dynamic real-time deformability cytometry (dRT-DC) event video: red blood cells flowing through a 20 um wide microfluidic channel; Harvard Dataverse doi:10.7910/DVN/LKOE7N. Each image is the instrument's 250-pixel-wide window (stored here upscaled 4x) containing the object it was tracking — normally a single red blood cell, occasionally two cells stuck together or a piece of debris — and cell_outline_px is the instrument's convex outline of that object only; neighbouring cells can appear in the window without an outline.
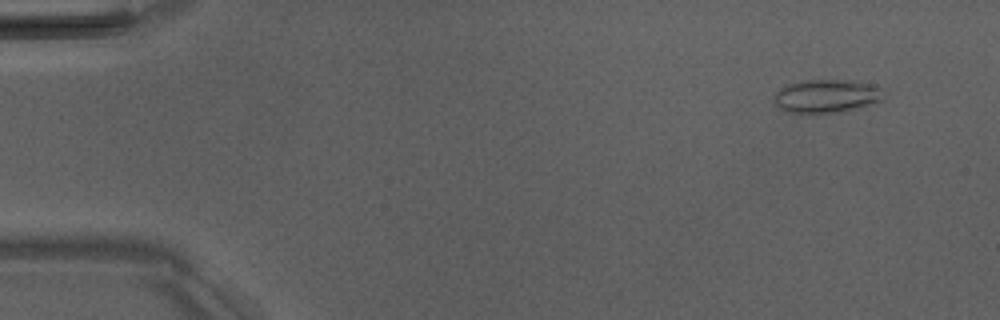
{"species": "Egyptian fruit bat (a non-hibernating species)", "species_latin": "Rousettus aegyptiacus", "temperature_condition": "room temperature", "stored_images_in_passage": 5, "camera_frame_rate_fps": 3000, "um_per_image_px": 0.085, "animal": {"sex": "male"}, "frame": {"image": 1, "passage_image": 2, "time_ms": 1.0, "image_size_px": [1000, 320], "cell_outline_px": [[884, 88], [880, 100], [872, 104], [844, 112], [784, 112], [772, 104], [776, 92], [784, 84], [800, 80], [856, 80]], "centroid_in_image_um": [70.21, 8.15], "position_along_channel_um": 14.8, "area_um2": 21.62}}